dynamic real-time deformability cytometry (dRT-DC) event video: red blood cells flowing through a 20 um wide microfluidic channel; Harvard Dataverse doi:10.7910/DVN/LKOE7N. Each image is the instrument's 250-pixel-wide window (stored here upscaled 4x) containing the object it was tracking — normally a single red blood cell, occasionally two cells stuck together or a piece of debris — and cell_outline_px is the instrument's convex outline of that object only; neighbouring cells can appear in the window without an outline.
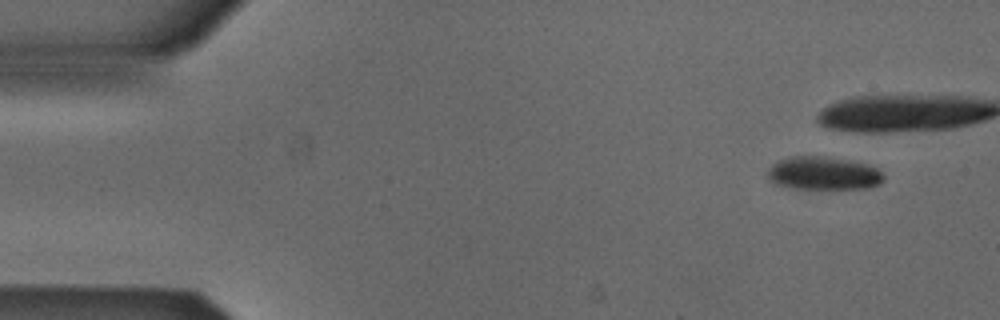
{"species": "Egyptian fruit bat (a non-hibernating species)", "species_latin": "Rousettus aegyptiacus", "temperature_condition": "cold", "stored_images_in_passage": 4, "camera_frame_rate_fps": 3000, "um_per_image_px": 0.085, "animal": {"sex": "male"}, "frame": {"image": 1, "passage_image": 1, "time_ms": 0.0, "image_size_px": [1000, 320], "cell_outline_px": [[884, 180], [880, 184], [868, 188], [796, 188], [776, 184], [768, 180], [768, 168], [772, 164], [788, 156], [820, 156], [844, 160], [864, 164], [876, 168], [884, 176]], "centroid_in_image_um": [69.96, 14.73], "position_along_channel_um": 15.0, "area_um2": 22.08}}